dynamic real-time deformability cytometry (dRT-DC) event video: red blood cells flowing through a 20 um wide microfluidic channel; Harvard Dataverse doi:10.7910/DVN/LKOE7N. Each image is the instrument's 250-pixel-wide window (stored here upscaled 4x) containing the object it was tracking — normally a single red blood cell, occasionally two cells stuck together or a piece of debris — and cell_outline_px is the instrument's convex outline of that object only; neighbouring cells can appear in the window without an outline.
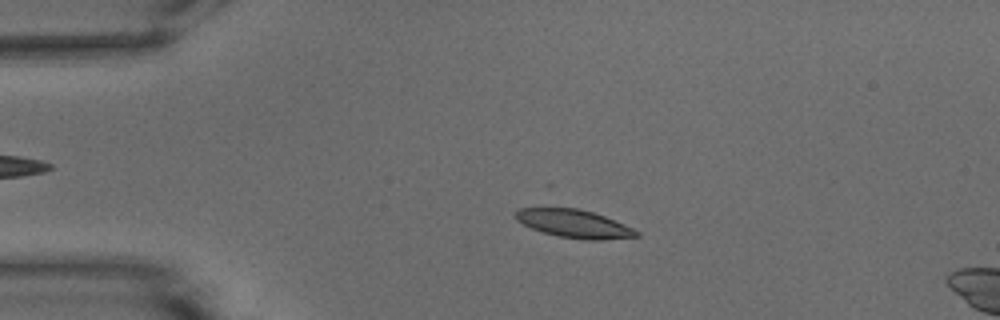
{"species": "common noctule bat (a hibernating species)", "species_latin": "Nyctalus noctula", "temperature_condition": "warm", "stored_images_in_passage": 15, "camera_frame_rate_fps": 3000, "um_per_image_px": 0.085, "animal": {"sex": "male", "body_mass_g": 15.6}, "frame": {"image": 1, "passage_image": 11, "time_ms": 3.333, "image_size_px": [1000, 320], "cell_outline_px": [[640, 236], [600, 240], [584, 240], [556, 236], [532, 228], [516, 220], [512, 216], [516, 208], [580, 208], [604, 216], [632, 228], [640, 232]], "centroid_in_image_um": [48.75, 19.01], "position_along_channel_um": 36.2, "area_um2": 19.83}}